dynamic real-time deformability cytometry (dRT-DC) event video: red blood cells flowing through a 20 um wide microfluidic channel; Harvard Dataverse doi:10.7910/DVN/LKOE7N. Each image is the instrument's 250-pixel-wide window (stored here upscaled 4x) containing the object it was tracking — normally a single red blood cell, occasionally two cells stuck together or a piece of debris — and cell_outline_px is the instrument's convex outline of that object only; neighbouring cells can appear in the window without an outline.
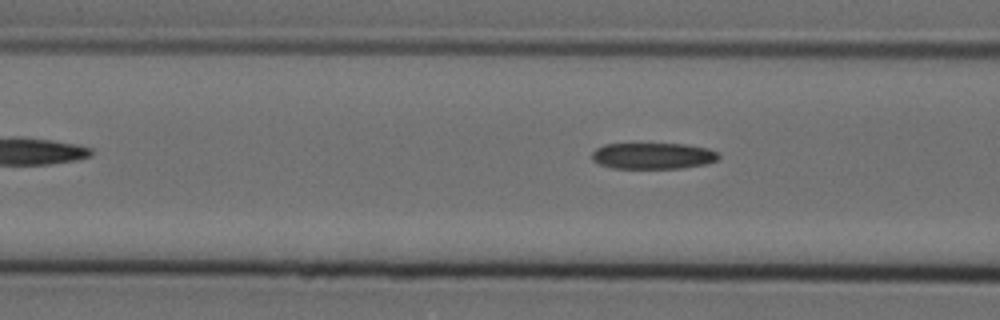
{"species": "Egyptian fruit bat (a non-hibernating species)", "species_latin": "Rousettus aegyptiacus", "temperature_condition": "cold", "stored_images_in_passage": 7, "camera_frame_rate_fps": 3000, "um_per_image_px": 0.085, "animal": {"sex": "female"}, "frame": {"image": 1, "passage_image": 7, "time_ms": 2.0, "image_size_px": [1000, 320], "cell_outline_px": [[720, 156], [716, 160], [708, 164], [684, 168], [612, 168], [600, 164], [592, 160], [592, 152], [596, 148], [604, 144], [688, 144], [708, 148], [720, 152]], "centroid_in_image_um": [55.55, 13.25], "position_along_channel_um": 111.1, "area_um2": 19.59}}